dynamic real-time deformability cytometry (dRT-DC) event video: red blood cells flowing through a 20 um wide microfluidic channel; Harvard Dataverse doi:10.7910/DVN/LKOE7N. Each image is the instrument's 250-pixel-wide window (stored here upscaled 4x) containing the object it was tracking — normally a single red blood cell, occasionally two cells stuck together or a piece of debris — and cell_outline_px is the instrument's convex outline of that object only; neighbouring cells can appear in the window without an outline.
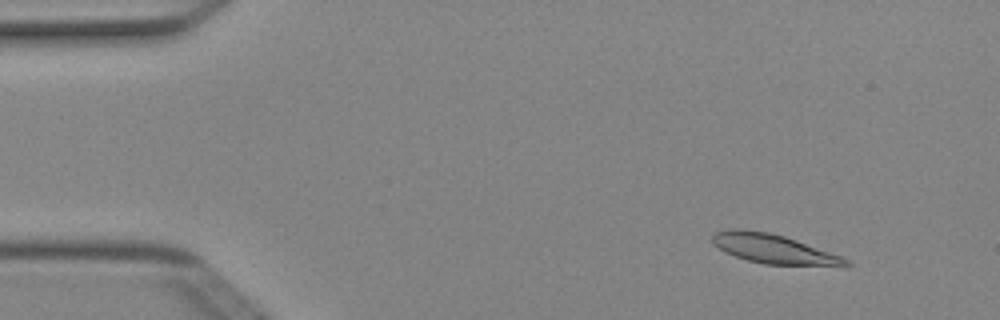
{"species": "Egyptian fruit bat (a non-hibernating species)", "species_latin": "Rousettus aegyptiacus", "temperature_condition": "cold", "stored_images_in_passage": 15, "camera_frame_rate_fps": 3000, "um_per_image_px": 0.085, "animal": {"sex": "female"}, "frame": {"image": 1, "passage_image": 5, "time_ms": 1.333, "image_size_px": [1000, 320], "cell_outline_px": [[852, 264], [848, 268], [844, 268], [764, 264], [748, 260], [724, 252], [712, 244], [712, 236], [716, 232], [732, 228], [740, 228], [768, 232], [784, 236], [840, 256], [848, 260]], "centroid_in_image_um": [65.82, 21.19], "position_along_channel_um": 19.2, "area_um2": 23.24}}
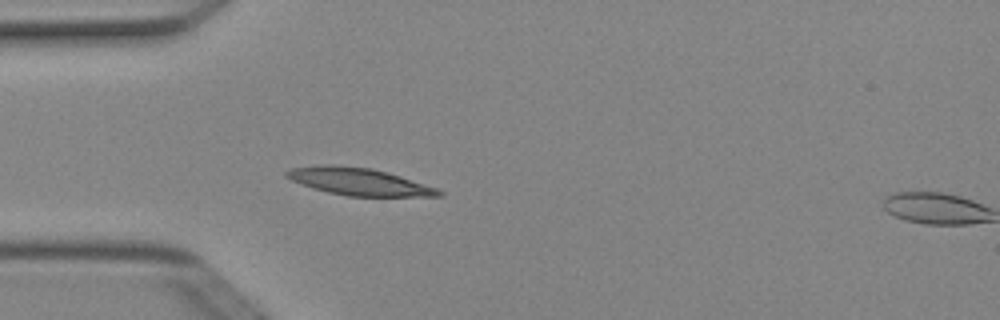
{"frame": {"image": 2, "passage_image": 14, "time_ms": 4.333, "image_size_px": [1000, 320], "cell_outline_px": [[444, 196], [348, 196], [328, 192], [312, 188], [300, 184], [284, 176], [284, 172], [288, 168], [320, 164], [336, 164], [372, 168], [388, 172], [436, 188], [444, 192]], "centroid_in_image_um": [30.44, 15.42], "position_along_channel_um": 54.6, "area_um2": 24.39}}